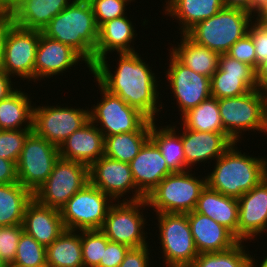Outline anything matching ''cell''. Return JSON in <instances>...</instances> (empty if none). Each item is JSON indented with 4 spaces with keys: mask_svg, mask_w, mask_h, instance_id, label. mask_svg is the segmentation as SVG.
Masks as SVG:
<instances>
[{
    "mask_svg": "<svg viewBox=\"0 0 267 267\" xmlns=\"http://www.w3.org/2000/svg\"><path fill=\"white\" fill-rule=\"evenodd\" d=\"M23 232L22 224L0 226V257L8 266L16 257L17 245Z\"/></svg>",
    "mask_w": 267,
    "mask_h": 267,
    "instance_id": "obj_41",
    "label": "cell"
},
{
    "mask_svg": "<svg viewBox=\"0 0 267 267\" xmlns=\"http://www.w3.org/2000/svg\"><path fill=\"white\" fill-rule=\"evenodd\" d=\"M180 45L171 49V53L185 66L211 78L218 70L220 55L205 46L191 40L186 34L181 33Z\"/></svg>",
    "mask_w": 267,
    "mask_h": 267,
    "instance_id": "obj_29",
    "label": "cell"
},
{
    "mask_svg": "<svg viewBox=\"0 0 267 267\" xmlns=\"http://www.w3.org/2000/svg\"><path fill=\"white\" fill-rule=\"evenodd\" d=\"M22 227L44 247L52 244L65 230L60 211L43 206L34 198L25 209Z\"/></svg>",
    "mask_w": 267,
    "mask_h": 267,
    "instance_id": "obj_23",
    "label": "cell"
},
{
    "mask_svg": "<svg viewBox=\"0 0 267 267\" xmlns=\"http://www.w3.org/2000/svg\"><path fill=\"white\" fill-rule=\"evenodd\" d=\"M79 61H84L92 71V67L72 47L41 33L35 57V81L63 73L73 65H78Z\"/></svg>",
    "mask_w": 267,
    "mask_h": 267,
    "instance_id": "obj_19",
    "label": "cell"
},
{
    "mask_svg": "<svg viewBox=\"0 0 267 267\" xmlns=\"http://www.w3.org/2000/svg\"><path fill=\"white\" fill-rule=\"evenodd\" d=\"M210 83L211 96L216 99L238 97L258 88L256 70L227 53L220 55L218 70Z\"/></svg>",
    "mask_w": 267,
    "mask_h": 267,
    "instance_id": "obj_17",
    "label": "cell"
},
{
    "mask_svg": "<svg viewBox=\"0 0 267 267\" xmlns=\"http://www.w3.org/2000/svg\"><path fill=\"white\" fill-rule=\"evenodd\" d=\"M129 165L136 188L145 198L163 178L172 173L160 149L151 139L143 145Z\"/></svg>",
    "mask_w": 267,
    "mask_h": 267,
    "instance_id": "obj_20",
    "label": "cell"
},
{
    "mask_svg": "<svg viewBox=\"0 0 267 267\" xmlns=\"http://www.w3.org/2000/svg\"><path fill=\"white\" fill-rule=\"evenodd\" d=\"M32 129L0 130V158L17 164L26 138Z\"/></svg>",
    "mask_w": 267,
    "mask_h": 267,
    "instance_id": "obj_39",
    "label": "cell"
},
{
    "mask_svg": "<svg viewBox=\"0 0 267 267\" xmlns=\"http://www.w3.org/2000/svg\"><path fill=\"white\" fill-rule=\"evenodd\" d=\"M117 202L110 206L100 230L110 241L126 245L129 248L147 245L146 233L143 231L146 219L140 212L142 207H148L146 200Z\"/></svg>",
    "mask_w": 267,
    "mask_h": 267,
    "instance_id": "obj_12",
    "label": "cell"
},
{
    "mask_svg": "<svg viewBox=\"0 0 267 267\" xmlns=\"http://www.w3.org/2000/svg\"><path fill=\"white\" fill-rule=\"evenodd\" d=\"M112 201L107 194L88 182L59 210L65 229L77 230V233L101 229Z\"/></svg>",
    "mask_w": 267,
    "mask_h": 267,
    "instance_id": "obj_9",
    "label": "cell"
},
{
    "mask_svg": "<svg viewBox=\"0 0 267 267\" xmlns=\"http://www.w3.org/2000/svg\"><path fill=\"white\" fill-rule=\"evenodd\" d=\"M42 33L72 47L91 67L95 65L99 27L88 0H72L49 22Z\"/></svg>",
    "mask_w": 267,
    "mask_h": 267,
    "instance_id": "obj_2",
    "label": "cell"
},
{
    "mask_svg": "<svg viewBox=\"0 0 267 267\" xmlns=\"http://www.w3.org/2000/svg\"><path fill=\"white\" fill-rule=\"evenodd\" d=\"M150 139V131H132L105 136L104 155L130 163Z\"/></svg>",
    "mask_w": 267,
    "mask_h": 267,
    "instance_id": "obj_35",
    "label": "cell"
},
{
    "mask_svg": "<svg viewBox=\"0 0 267 267\" xmlns=\"http://www.w3.org/2000/svg\"><path fill=\"white\" fill-rule=\"evenodd\" d=\"M165 13L180 22L182 34L200 21L217 14L225 6L222 0H168Z\"/></svg>",
    "mask_w": 267,
    "mask_h": 267,
    "instance_id": "obj_28",
    "label": "cell"
},
{
    "mask_svg": "<svg viewBox=\"0 0 267 267\" xmlns=\"http://www.w3.org/2000/svg\"><path fill=\"white\" fill-rule=\"evenodd\" d=\"M248 34L251 36L255 46L258 69L259 65L267 59V34L256 22L249 26Z\"/></svg>",
    "mask_w": 267,
    "mask_h": 267,
    "instance_id": "obj_44",
    "label": "cell"
},
{
    "mask_svg": "<svg viewBox=\"0 0 267 267\" xmlns=\"http://www.w3.org/2000/svg\"><path fill=\"white\" fill-rule=\"evenodd\" d=\"M42 31L19 27L12 23L4 42L1 69L7 75L35 82V57Z\"/></svg>",
    "mask_w": 267,
    "mask_h": 267,
    "instance_id": "obj_13",
    "label": "cell"
},
{
    "mask_svg": "<svg viewBox=\"0 0 267 267\" xmlns=\"http://www.w3.org/2000/svg\"><path fill=\"white\" fill-rule=\"evenodd\" d=\"M252 14L238 8L224 7L214 16L200 21L185 34L199 45L221 54L244 37L252 24Z\"/></svg>",
    "mask_w": 267,
    "mask_h": 267,
    "instance_id": "obj_4",
    "label": "cell"
},
{
    "mask_svg": "<svg viewBox=\"0 0 267 267\" xmlns=\"http://www.w3.org/2000/svg\"><path fill=\"white\" fill-rule=\"evenodd\" d=\"M18 182L16 163L0 158V184H12Z\"/></svg>",
    "mask_w": 267,
    "mask_h": 267,
    "instance_id": "obj_46",
    "label": "cell"
},
{
    "mask_svg": "<svg viewBox=\"0 0 267 267\" xmlns=\"http://www.w3.org/2000/svg\"><path fill=\"white\" fill-rule=\"evenodd\" d=\"M148 247L130 248L118 267H149Z\"/></svg>",
    "mask_w": 267,
    "mask_h": 267,
    "instance_id": "obj_45",
    "label": "cell"
},
{
    "mask_svg": "<svg viewBox=\"0 0 267 267\" xmlns=\"http://www.w3.org/2000/svg\"><path fill=\"white\" fill-rule=\"evenodd\" d=\"M11 82V76L7 75L0 68V100L7 98L16 90L13 88V84Z\"/></svg>",
    "mask_w": 267,
    "mask_h": 267,
    "instance_id": "obj_48",
    "label": "cell"
},
{
    "mask_svg": "<svg viewBox=\"0 0 267 267\" xmlns=\"http://www.w3.org/2000/svg\"><path fill=\"white\" fill-rule=\"evenodd\" d=\"M136 30L127 16H122L106 21L99 27V37L95 49V64L102 58L107 59V53L117 51V53L135 52V48L130 45L135 38Z\"/></svg>",
    "mask_w": 267,
    "mask_h": 267,
    "instance_id": "obj_26",
    "label": "cell"
},
{
    "mask_svg": "<svg viewBox=\"0 0 267 267\" xmlns=\"http://www.w3.org/2000/svg\"><path fill=\"white\" fill-rule=\"evenodd\" d=\"M237 200V239L244 242L267 231V177Z\"/></svg>",
    "mask_w": 267,
    "mask_h": 267,
    "instance_id": "obj_18",
    "label": "cell"
},
{
    "mask_svg": "<svg viewBox=\"0 0 267 267\" xmlns=\"http://www.w3.org/2000/svg\"><path fill=\"white\" fill-rule=\"evenodd\" d=\"M19 0H0L3 8L10 10Z\"/></svg>",
    "mask_w": 267,
    "mask_h": 267,
    "instance_id": "obj_52",
    "label": "cell"
},
{
    "mask_svg": "<svg viewBox=\"0 0 267 267\" xmlns=\"http://www.w3.org/2000/svg\"><path fill=\"white\" fill-rule=\"evenodd\" d=\"M71 2V0H19L10 9L12 20L19 27L43 31Z\"/></svg>",
    "mask_w": 267,
    "mask_h": 267,
    "instance_id": "obj_25",
    "label": "cell"
},
{
    "mask_svg": "<svg viewBox=\"0 0 267 267\" xmlns=\"http://www.w3.org/2000/svg\"><path fill=\"white\" fill-rule=\"evenodd\" d=\"M20 89L0 100V130L32 129L33 106ZM24 128H22V124ZM26 125V126H25Z\"/></svg>",
    "mask_w": 267,
    "mask_h": 267,
    "instance_id": "obj_32",
    "label": "cell"
},
{
    "mask_svg": "<svg viewBox=\"0 0 267 267\" xmlns=\"http://www.w3.org/2000/svg\"><path fill=\"white\" fill-rule=\"evenodd\" d=\"M33 193L19 182L0 184V226L19 225Z\"/></svg>",
    "mask_w": 267,
    "mask_h": 267,
    "instance_id": "obj_30",
    "label": "cell"
},
{
    "mask_svg": "<svg viewBox=\"0 0 267 267\" xmlns=\"http://www.w3.org/2000/svg\"><path fill=\"white\" fill-rule=\"evenodd\" d=\"M89 182L113 201L119 200L118 198L123 197L130 190L134 191L132 198H129L130 200L125 198L123 201L145 199L136 188L129 163L105 155L89 167Z\"/></svg>",
    "mask_w": 267,
    "mask_h": 267,
    "instance_id": "obj_15",
    "label": "cell"
},
{
    "mask_svg": "<svg viewBox=\"0 0 267 267\" xmlns=\"http://www.w3.org/2000/svg\"><path fill=\"white\" fill-rule=\"evenodd\" d=\"M129 249L126 245L109 241L97 267H118Z\"/></svg>",
    "mask_w": 267,
    "mask_h": 267,
    "instance_id": "obj_43",
    "label": "cell"
},
{
    "mask_svg": "<svg viewBox=\"0 0 267 267\" xmlns=\"http://www.w3.org/2000/svg\"><path fill=\"white\" fill-rule=\"evenodd\" d=\"M235 145L216 159L206 184L214 191L239 199L267 177V159L242 154Z\"/></svg>",
    "mask_w": 267,
    "mask_h": 267,
    "instance_id": "obj_3",
    "label": "cell"
},
{
    "mask_svg": "<svg viewBox=\"0 0 267 267\" xmlns=\"http://www.w3.org/2000/svg\"><path fill=\"white\" fill-rule=\"evenodd\" d=\"M64 230L46 247V263L49 267H84L81 249V233Z\"/></svg>",
    "mask_w": 267,
    "mask_h": 267,
    "instance_id": "obj_31",
    "label": "cell"
},
{
    "mask_svg": "<svg viewBox=\"0 0 267 267\" xmlns=\"http://www.w3.org/2000/svg\"><path fill=\"white\" fill-rule=\"evenodd\" d=\"M151 121L150 139L158 146L165 158L168 169L174 172L187 171L186 159L183 151L182 133L177 135L175 126L156 127ZM159 130H158V129Z\"/></svg>",
    "mask_w": 267,
    "mask_h": 267,
    "instance_id": "obj_33",
    "label": "cell"
},
{
    "mask_svg": "<svg viewBox=\"0 0 267 267\" xmlns=\"http://www.w3.org/2000/svg\"><path fill=\"white\" fill-rule=\"evenodd\" d=\"M88 182V166L59 157L47 180L33 193V198L43 206L60 210Z\"/></svg>",
    "mask_w": 267,
    "mask_h": 267,
    "instance_id": "obj_8",
    "label": "cell"
},
{
    "mask_svg": "<svg viewBox=\"0 0 267 267\" xmlns=\"http://www.w3.org/2000/svg\"><path fill=\"white\" fill-rule=\"evenodd\" d=\"M227 54L257 70L255 46L248 33L233 44Z\"/></svg>",
    "mask_w": 267,
    "mask_h": 267,
    "instance_id": "obj_42",
    "label": "cell"
},
{
    "mask_svg": "<svg viewBox=\"0 0 267 267\" xmlns=\"http://www.w3.org/2000/svg\"><path fill=\"white\" fill-rule=\"evenodd\" d=\"M182 129L183 151L188 168L197 162L219 158L234 143L227 133L199 132L184 126Z\"/></svg>",
    "mask_w": 267,
    "mask_h": 267,
    "instance_id": "obj_24",
    "label": "cell"
},
{
    "mask_svg": "<svg viewBox=\"0 0 267 267\" xmlns=\"http://www.w3.org/2000/svg\"><path fill=\"white\" fill-rule=\"evenodd\" d=\"M163 258L168 267H190L198 251L195 247L187 213L157 214Z\"/></svg>",
    "mask_w": 267,
    "mask_h": 267,
    "instance_id": "obj_10",
    "label": "cell"
},
{
    "mask_svg": "<svg viewBox=\"0 0 267 267\" xmlns=\"http://www.w3.org/2000/svg\"><path fill=\"white\" fill-rule=\"evenodd\" d=\"M261 29L267 34V22H256Z\"/></svg>",
    "mask_w": 267,
    "mask_h": 267,
    "instance_id": "obj_55",
    "label": "cell"
},
{
    "mask_svg": "<svg viewBox=\"0 0 267 267\" xmlns=\"http://www.w3.org/2000/svg\"><path fill=\"white\" fill-rule=\"evenodd\" d=\"M90 120L80 129L73 132L58 147L59 155L66 160L82 163L90 167L104 156L105 137Z\"/></svg>",
    "mask_w": 267,
    "mask_h": 267,
    "instance_id": "obj_21",
    "label": "cell"
},
{
    "mask_svg": "<svg viewBox=\"0 0 267 267\" xmlns=\"http://www.w3.org/2000/svg\"><path fill=\"white\" fill-rule=\"evenodd\" d=\"M255 14H258L255 22H267V2L260 6Z\"/></svg>",
    "mask_w": 267,
    "mask_h": 267,
    "instance_id": "obj_51",
    "label": "cell"
},
{
    "mask_svg": "<svg viewBox=\"0 0 267 267\" xmlns=\"http://www.w3.org/2000/svg\"><path fill=\"white\" fill-rule=\"evenodd\" d=\"M119 57L114 74L110 71L106 58L100 59L92 67L94 79L96 78V81L110 93L139 110L149 120L155 121L156 114L160 108L162 110V104L157 106L158 83L151 67L145 64L137 52L119 53Z\"/></svg>",
    "mask_w": 267,
    "mask_h": 267,
    "instance_id": "obj_1",
    "label": "cell"
},
{
    "mask_svg": "<svg viewBox=\"0 0 267 267\" xmlns=\"http://www.w3.org/2000/svg\"><path fill=\"white\" fill-rule=\"evenodd\" d=\"M81 233V249L84 267H97L103 257L107 243L110 241L99 230H83Z\"/></svg>",
    "mask_w": 267,
    "mask_h": 267,
    "instance_id": "obj_38",
    "label": "cell"
},
{
    "mask_svg": "<svg viewBox=\"0 0 267 267\" xmlns=\"http://www.w3.org/2000/svg\"><path fill=\"white\" fill-rule=\"evenodd\" d=\"M180 118L183 121L182 125L188 130L227 133L221 120L218 100L212 96L189 109Z\"/></svg>",
    "mask_w": 267,
    "mask_h": 267,
    "instance_id": "obj_34",
    "label": "cell"
},
{
    "mask_svg": "<svg viewBox=\"0 0 267 267\" xmlns=\"http://www.w3.org/2000/svg\"><path fill=\"white\" fill-rule=\"evenodd\" d=\"M0 267H9L0 257Z\"/></svg>",
    "mask_w": 267,
    "mask_h": 267,
    "instance_id": "obj_56",
    "label": "cell"
},
{
    "mask_svg": "<svg viewBox=\"0 0 267 267\" xmlns=\"http://www.w3.org/2000/svg\"><path fill=\"white\" fill-rule=\"evenodd\" d=\"M256 260L253 258V256H252V258H251V267H256V266H258V265H256L255 262ZM260 267H267V257L265 258L264 257V259H263V261L260 263V265H259Z\"/></svg>",
    "mask_w": 267,
    "mask_h": 267,
    "instance_id": "obj_53",
    "label": "cell"
},
{
    "mask_svg": "<svg viewBox=\"0 0 267 267\" xmlns=\"http://www.w3.org/2000/svg\"><path fill=\"white\" fill-rule=\"evenodd\" d=\"M242 243L222 252L200 253L190 267H251L252 257Z\"/></svg>",
    "mask_w": 267,
    "mask_h": 267,
    "instance_id": "obj_36",
    "label": "cell"
},
{
    "mask_svg": "<svg viewBox=\"0 0 267 267\" xmlns=\"http://www.w3.org/2000/svg\"><path fill=\"white\" fill-rule=\"evenodd\" d=\"M98 86L103 98L96 106L93 105V110L90 109L89 118L94 124L100 123L97 128L104 137L132 131H151V120L144 114L110 93L99 82Z\"/></svg>",
    "mask_w": 267,
    "mask_h": 267,
    "instance_id": "obj_7",
    "label": "cell"
},
{
    "mask_svg": "<svg viewBox=\"0 0 267 267\" xmlns=\"http://www.w3.org/2000/svg\"><path fill=\"white\" fill-rule=\"evenodd\" d=\"M89 110L68 107H33L32 131L48 142L60 146L73 132L85 125Z\"/></svg>",
    "mask_w": 267,
    "mask_h": 267,
    "instance_id": "obj_14",
    "label": "cell"
},
{
    "mask_svg": "<svg viewBox=\"0 0 267 267\" xmlns=\"http://www.w3.org/2000/svg\"><path fill=\"white\" fill-rule=\"evenodd\" d=\"M195 211L227 228L237 238L238 200L210 189L207 185L201 191Z\"/></svg>",
    "mask_w": 267,
    "mask_h": 267,
    "instance_id": "obj_27",
    "label": "cell"
},
{
    "mask_svg": "<svg viewBox=\"0 0 267 267\" xmlns=\"http://www.w3.org/2000/svg\"><path fill=\"white\" fill-rule=\"evenodd\" d=\"M195 247L198 253L222 252L235 246L239 240L224 226L195 210L187 213Z\"/></svg>",
    "mask_w": 267,
    "mask_h": 267,
    "instance_id": "obj_22",
    "label": "cell"
},
{
    "mask_svg": "<svg viewBox=\"0 0 267 267\" xmlns=\"http://www.w3.org/2000/svg\"><path fill=\"white\" fill-rule=\"evenodd\" d=\"M190 171L174 172L163 178L145 198L149 207L159 213H188L195 210L201 191L206 187L203 179Z\"/></svg>",
    "mask_w": 267,
    "mask_h": 267,
    "instance_id": "obj_6",
    "label": "cell"
},
{
    "mask_svg": "<svg viewBox=\"0 0 267 267\" xmlns=\"http://www.w3.org/2000/svg\"><path fill=\"white\" fill-rule=\"evenodd\" d=\"M226 8H238L253 13L254 15V0H222Z\"/></svg>",
    "mask_w": 267,
    "mask_h": 267,
    "instance_id": "obj_49",
    "label": "cell"
},
{
    "mask_svg": "<svg viewBox=\"0 0 267 267\" xmlns=\"http://www.w3.org/2000/svg\"><path fill=\"white\" fill-rule=\"evenodd\" d=\"M169 57L170 68L166 71V77L183 115L211 97L210 78L183 65L172 53Z\"/></svg>",
    "mask_w": 267,
    "mask_h": 267,
    "instance_id": "obj_16",
    "label": "cell"
},
{
    "mask_svg": "<svg viewBox=\"0 0 267 267\" xmlns=\"http://www.w3.org/2000/svg\"><path fill=\"white\" fill-rule=\"evenodd\" d=\"M266 2L267 0H254V13H256L257 9Z\"/></svg>",
    "mask_w": 267,
    "mask_h": 267,
    "instance_id": "obj_54",
    "label": "cell"
},
{
    "mask_svg": "<svg viewBox=\"0 0 267 267\" xmlns=\"http://www.w3.org/2000/svg\"><path fill=\"white\" fill-rule=\"evenodd\" d=\"M59 157L58 146L32 131L16 164L18 182L34 193L47 180Z\"/></svg>",
    "mask_w": 267,
    "mask_h": 267,
    "instance_id": "obj_11",
    "label": "cell"
},
{
    "mask_svg": "<svg viewBox=\"0 0 267 267\" xmlns=\"http://www.w3.org/2000/svg\"><path fill=\"white\" fill-rule=\"evenodd\" d=\"M13 23L11 11L5 8L0 10V67L3 61L4 42L7 30Z\"/></svg>",
    "mask_w": 267,
    "mask_h": 267,
    "instance_id": "obj_47",
    "label": "cell"
},
{
    "mask_svg": "<svg viewBox=\"0 0 267 267\" xmlns=\"http://www.w3.org/2000/svg\"><path fill=\"white\" fill-rule=\"evenodd\" d=\"M217 100L224 130L234 143L240 140L242 131L267 132V91L257 88L238 97Z\"/></svg>",
    "mask_w": 267,
    "mask_h": 267,
    "instance_id": "obj_5",
    "label": "cell"
},
{
    "mask_svg": "<svg viewBox=\"0 0 267 267\" xmlns=\"http://www.w3.org/2000/svg\"><path fill=\"white\" fill-rule=\"evenodd\" d=\"M256 82L258 89L267 91V59L256 70Z\"/></svg>",
    "mask_w": 267,
    "mask_h": 267,
    "instance_id": "obj_50",
    "label": "cell"
},
{
    "mask_svg": "<svg viewBox=\"0 0 267 267\" xmlns=\"http://www.w3.org/2000/svg\"><path fill=\"white\" fill-rule=\"evenodd\" d=\"M46 263V247L23 232L19 239L16 257L9 267H40Z\"/></svg>",
    "mask_w": 267,
    "mask_h": 267,
    "instance_id": "obj_37",
    "label": "cell"
},
{
    "mask_svg": "<svg viewBox=\"0 0 267 267\" xmlns=\"http://www.w3.org/2000/svg\"><path fill=\"white\" fill-rule=\"evenodd\" d=\"M93 9L97 26L106 21L125 16L127 3L133 0H88Z\"/></svg>",
    "mask_w": 267,
    "mask_h": 267,
    "instance_id": "obj_40",
    "label": "cell"
}]
</instances>
